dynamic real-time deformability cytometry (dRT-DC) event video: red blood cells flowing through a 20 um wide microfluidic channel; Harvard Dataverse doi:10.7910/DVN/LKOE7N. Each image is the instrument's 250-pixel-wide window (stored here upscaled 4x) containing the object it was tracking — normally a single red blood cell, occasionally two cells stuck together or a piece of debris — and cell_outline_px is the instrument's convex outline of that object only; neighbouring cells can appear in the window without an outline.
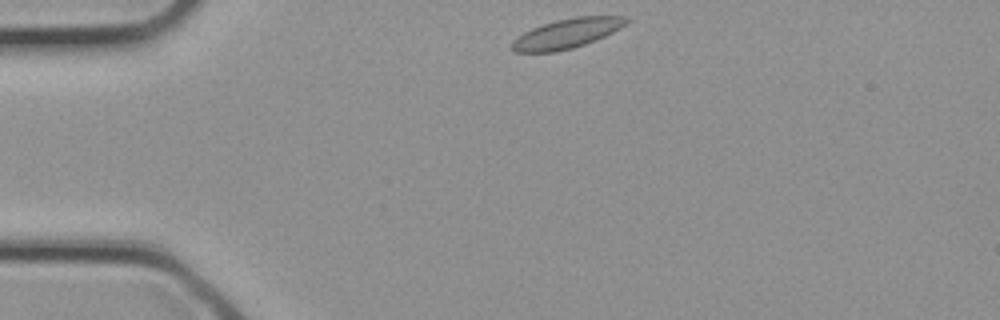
{"species": "common noctule bat (a hibernating species)", "species_latin": "Nyctalus noctula", "temperature_condition": "cold", "stored_images_in_passage": 26, "camera_frame_rate_fps": 3000, "um_per_image_px": 0.085, "animal": {"sex": "female", "body_mass_g": 21.9}, "frame": {"image": 1, "passage_image": 1, "time_ms": 0.0, "image_size_px": [1000, 320], "cell_outline_px": [[632, 20], [620, 28], [596, 40], [572, 48], [556, 52], [516, 52], [508, 48], [512, 40], [516, 36], [532, 28], [556, 20], [572, 16], [628, 16]], "centroid_in_image_um": [48.17, 2.84], "position_along_channel_um": 36.8, "area_um2": 20.0}}
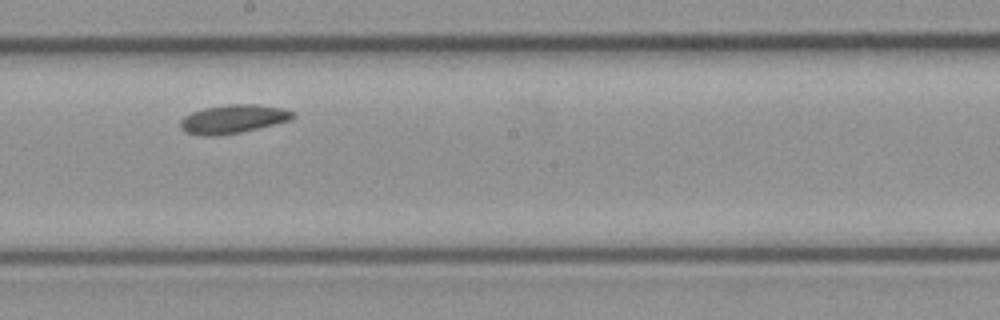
{"frame": {"image": 2, "passage_image": 12, "time_ms": 3.667, "image_size_px": [1000, 320], "cell_outline_px": [[296, 116], [292, 120], [240, 132], [212, 136], [204, 136], [184, 132], [180, 128], [180, 120], [184, 116], [192, 112], [204, 108], [228, 104], [256, 104], [284, 108], [296, 112]], "centroid_in_image_um": [19.84, 10.11], "position_along_channel_um": 228.4, "area_um2": 18.9}}
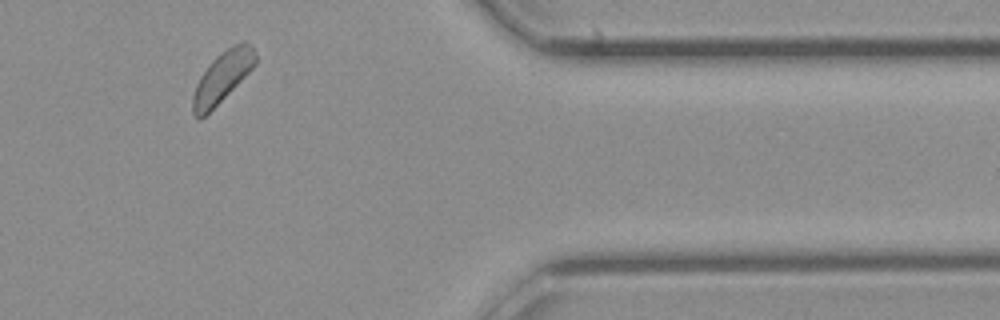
{"frame": {"image": 3, "passage_image": 21, "time_ms": 6.667, "image_size_px": [1000, 320], "cell_outline_px": [[256, 64], [200, 120], [192, 112], [192, 96], [196, 84], [200, 76], [208, 64], [220, 52], [244, 40], [256, 52]], "centroid_in_image_um": [18.86, 6.52], "position_along_channel_um": 392.5, "area_um2": 17.98}}